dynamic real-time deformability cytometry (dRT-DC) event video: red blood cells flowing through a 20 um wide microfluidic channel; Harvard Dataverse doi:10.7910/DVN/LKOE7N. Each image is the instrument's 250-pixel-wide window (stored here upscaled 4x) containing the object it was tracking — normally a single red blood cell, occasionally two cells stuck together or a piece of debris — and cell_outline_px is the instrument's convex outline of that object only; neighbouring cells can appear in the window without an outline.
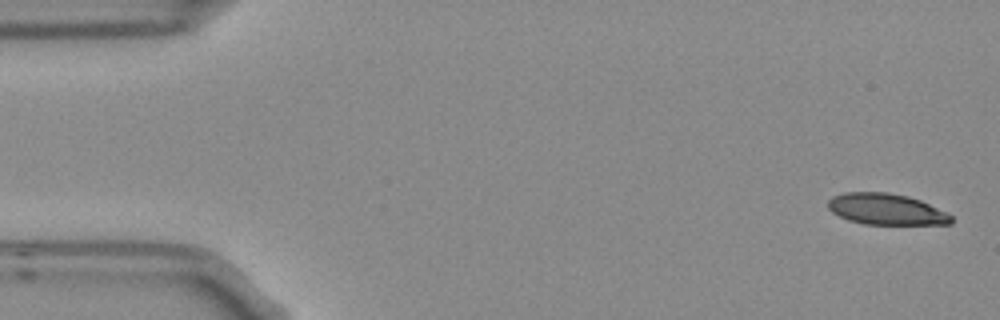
{"species": "Egyptian fruit bat (a non-hibernating species)", "species_latin": "Rousettus aegyptiacus", "temperature_condition": "room temperature", "stored_images_in_passage": 5, "segment_of_instrument_passage": [2, 2], "camera_frame_rate_fps": 3000, "um_per_image_px": 0.085, "frame": {"image": 1, "passage_image": 5, "time_ms": 1.333, "image_size_px": [1000, 320], "cell_outline_px": [[952, 224], [864, 224], [848, 220], [832, 212], [828, 208], [828, 200], [832, 196], [844, 192], [888, 192], [908, 196], [920, 200], [948, 212], [952, 216]], "centroid_in_image_um": [75.33, 17.78], "position_along_channel_um": 9.7, "area_um2": 22.48}}